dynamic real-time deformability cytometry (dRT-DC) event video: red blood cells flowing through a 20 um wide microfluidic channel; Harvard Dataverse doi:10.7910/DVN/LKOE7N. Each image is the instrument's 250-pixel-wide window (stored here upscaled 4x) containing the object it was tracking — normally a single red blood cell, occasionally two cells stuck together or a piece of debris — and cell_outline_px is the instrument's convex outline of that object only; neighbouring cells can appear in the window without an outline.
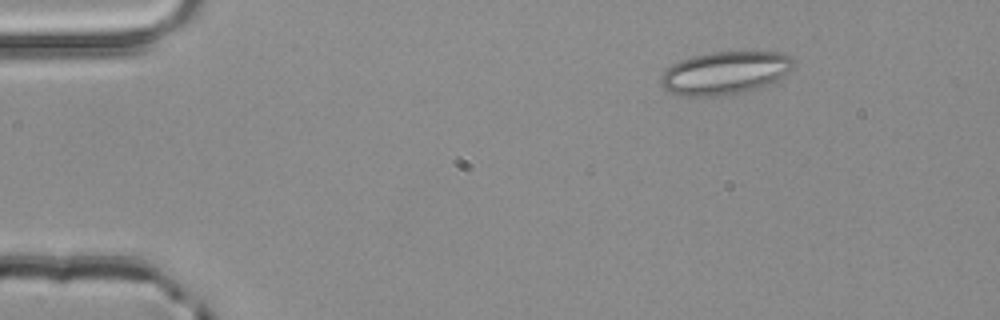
{"species": "common noctule bat (a hibernating species)", "species_latin": "Nyctalus noctula", "temperature_condition": "room temperature", "stored_images_in_passage": 3, "camera_frame_rate_fps": 3000, "um_per_image_px": 0.085, "animal": {"sex": "male", "body_mass_g": 20.4}, "frame": {"image": 1, "passage_image": 2, "time_ms": 0.333, "image_size_px": [1000, 320], "cell_outline_px": [[796, 64], [788, 72], [772, 84], [764, 88], [720, 96], [688, 96], [672, 92], [664, 88], [660, 84], [660, 76], [672, 64], [680, 60], [692, 56], [712, 52], [784, 52]], "centroid_in_image_um": [61.66, 6.2], "position_along_channel_um": 23.3, "area_um2": 33.35}}